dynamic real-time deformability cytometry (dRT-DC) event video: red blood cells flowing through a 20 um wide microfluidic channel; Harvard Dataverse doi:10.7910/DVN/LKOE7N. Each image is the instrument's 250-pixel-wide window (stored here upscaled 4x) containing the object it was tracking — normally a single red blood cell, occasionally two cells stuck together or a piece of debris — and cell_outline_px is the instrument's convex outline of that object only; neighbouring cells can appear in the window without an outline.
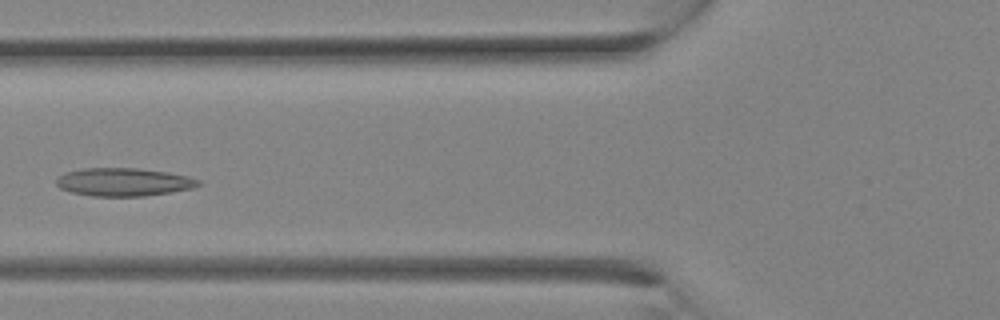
{"species": "Egyptian fruit bat (a non-hibernating species)", "species_latin": "Rousettus aegyptiacus", "temperature_condition": "room temperature", "stored_images_in_passage": 7, "camera_frame_rate_fps": 3000, "um_per_image_px": 0.085, "animal": {"sex": "female"}, "frame": {"image": 1, "passage_image": 6, "time_ms": 1.667, "image_size_px": [1000, 320], "cell_outline_px": [[200, 184], [192, 188], [172, 192], [144, 196], [92, 196], [72, 192], [60, 188], [56, 184], [56, 180], [64, 172], [84, 168], [140, 168], [168, 172], [188, 176], [200, 180]], "centroid_in_image_um": [10.51, 15.47], "position_along_channel_um": 115.3, "area_um2": 23.29}}